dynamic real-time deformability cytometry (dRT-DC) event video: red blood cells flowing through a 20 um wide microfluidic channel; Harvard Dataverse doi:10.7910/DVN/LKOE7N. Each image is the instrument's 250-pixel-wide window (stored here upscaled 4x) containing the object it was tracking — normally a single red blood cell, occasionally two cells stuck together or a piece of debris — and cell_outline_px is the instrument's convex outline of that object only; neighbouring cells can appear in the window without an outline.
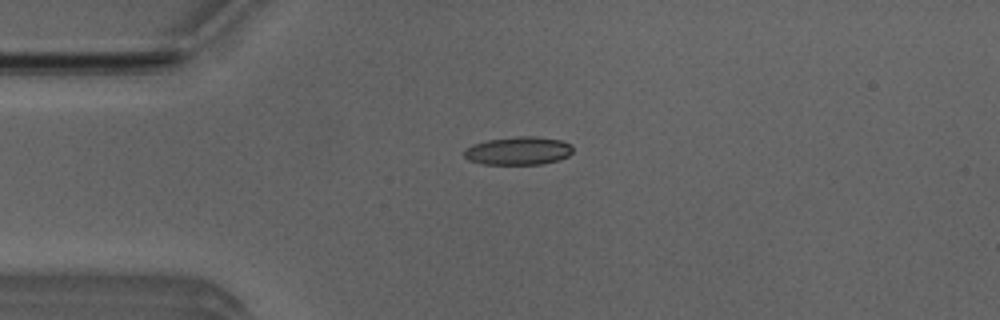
{"species": "Egyptian fruit bat (a non-hibernating species)", "species_latin": "Rousettus aegyptiacus", "temperature_condition": "room temperature", "stored_images_in_passage": 3, "camera_frame_rate_fps": 3000, "um_per_image_px": 0.085, "animal": {"sex": "male"}, "frame": {"image": 1, "passage_image": 2, "time_ms": 0.333, "image_size_px": [1000, 320], "cell_outline_px": [[572, 152], [568, 156], [544, 164], [484, 164], [468, 160], [464, 156], [464, 148], [472, 144], [488, 140], [524, 136], [536, 136], [560, 140], [572, 144]], "centroid_in_image_um": [44.05, 12.82], "position_along_channel_um": 41.0, "area_um2": 17.8}}